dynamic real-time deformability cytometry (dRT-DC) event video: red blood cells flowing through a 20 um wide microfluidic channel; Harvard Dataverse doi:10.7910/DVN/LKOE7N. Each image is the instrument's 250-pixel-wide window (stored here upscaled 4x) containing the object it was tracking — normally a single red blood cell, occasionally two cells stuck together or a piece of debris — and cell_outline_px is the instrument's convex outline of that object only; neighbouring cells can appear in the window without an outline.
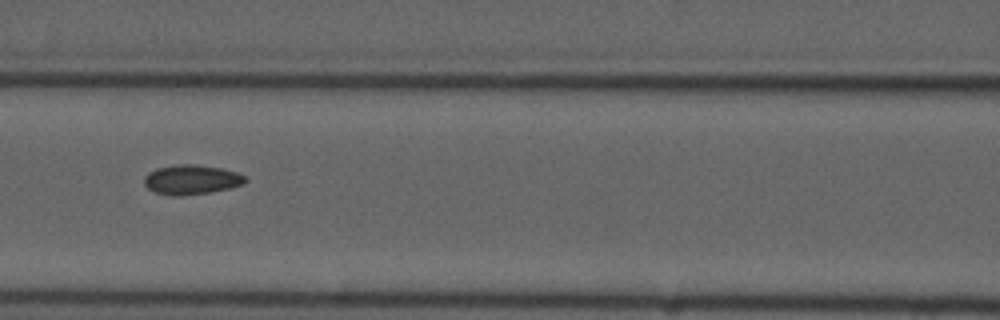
{"species": "common noctule bat (a hibernating species)", "species_latin": "Nyctalus noctula", "temperature_condition": "cold", "stored_images_in_passage": 5, "camera_frame_rate_fps": 3000, "um_per_image_px": 0.085, "animal": {"sex": "male", "forearm_length_mm": 52.5}, "frame": {"image": 1, "passage_image": 3, "time_ms": 2.333, "image_size_px": [1000, 320], "cell_outline_px": [[248, 180], [244, 184], [228, 188], [208, 192], [180, 196], [172, 196], [156, 192], [148, 188], [144, 184], [144, 176], [148, 172], [156, 168], [176, 164], [192, 164], [220, 168], [236, 172], [244, 176]], "centroid_in_image_um": [16.24, 15.26], "position_along_channel_um": 150.4, "area_um2": 17.34}}
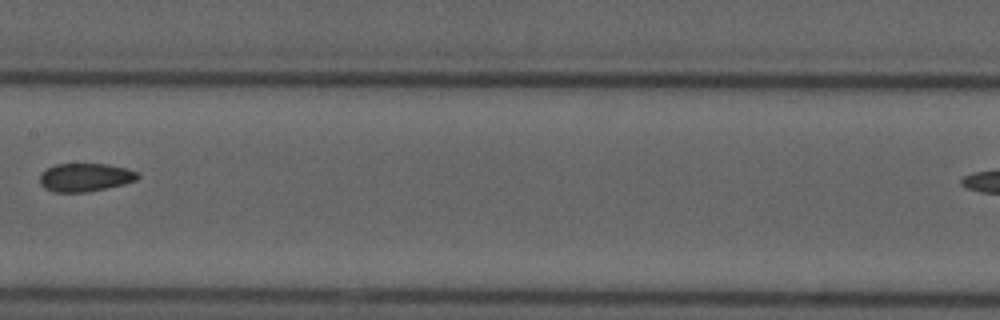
{"frame": {"image": 2, "passage_image": 4, "time_ms": 3.667, "image_size_px": [1000, 320], "cell_outline_px": [[140, 176], [136, 180], [124, 184], [88, 192], [56, 192], [44, 188], [40, 184], [40, 172], [56, 164], [108, 164], [128, 168], [136, 172]], "centroid_in_image_um": [7.24, 15.07], "position_along_channel_um": 200.2, "area_um2": 16.18}}